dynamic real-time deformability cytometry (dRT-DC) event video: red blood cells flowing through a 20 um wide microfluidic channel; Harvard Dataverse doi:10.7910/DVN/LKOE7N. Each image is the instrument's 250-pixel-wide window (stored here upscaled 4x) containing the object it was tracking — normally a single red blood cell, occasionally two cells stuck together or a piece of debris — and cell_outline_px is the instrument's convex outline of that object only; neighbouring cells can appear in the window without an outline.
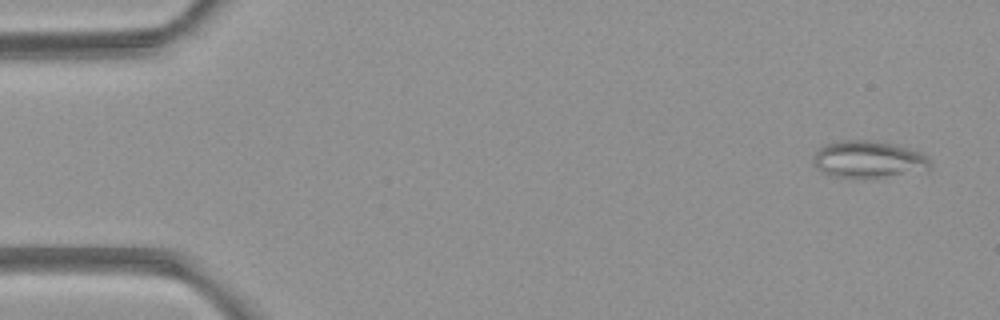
{"species": "common noctule bat (a hibernating species)", "species_latin": "Nyctalus noctula", "temperature_condition": "room temperature", "stored_images_in_passage": 5, "camera_frame_rate_fps": 3000, "um_per_image_px": 0.085, "animal": {"sex": "female", "body_mass_g": 21.9}, "frame": {"image": 1, "passage_image": 1, "time_ms": 0.0, "image_size_px": [1000, 320], "cell_outline_px": [[932, 168], [880, 176], [836, 176], [824, 172], [816, 168], [812, 160], [816, 152], [824, 144], [844, 140], [868, 140], [892, 144], [908, 148], [920, 152], [928, 156], [932, 160]], "centroid_in_image_um": [73.81, 13.5], "position_along_channel_um": 11.2, "area_um2": 24.39}}